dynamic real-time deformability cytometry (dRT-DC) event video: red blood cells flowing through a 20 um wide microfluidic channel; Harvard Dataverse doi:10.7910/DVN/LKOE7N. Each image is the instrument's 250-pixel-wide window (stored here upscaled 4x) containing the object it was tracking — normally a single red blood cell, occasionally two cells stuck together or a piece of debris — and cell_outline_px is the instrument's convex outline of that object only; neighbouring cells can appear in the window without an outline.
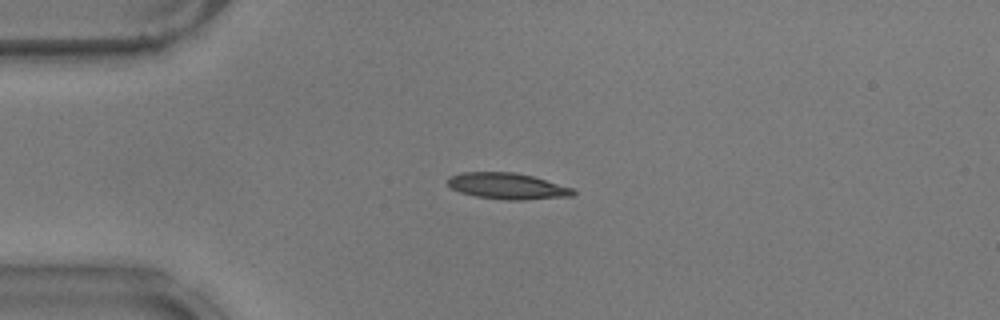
{"species": "common noctule bat (a hibernating species)", "species_latin": "Nyctalus noctula", "temperature_condition": "warm", "stored_images_in_passage": 21, "camera_frame_rate_fps": 3000, "um_per_image_px": 0.085, "animal": {"sex": "male", "body_mass_g": 17.9}, "frame": {"image": 1, "passage_image": 7, "time_ms": 2.0, "image_size_px": [1000, 320], "cell_outline_px": [[576, 192], [572, 196], [520, 200], [504, 200], [476, 196], [460, 192], [452, 188], [448, 184], [448, 176], [464, 172], [512, 172], [532, 176], [572, 188]], "centroid_in_image_um": [43.1, 15.82], "position_along_channel_um": 41.9, "area_um2": 18.96}}